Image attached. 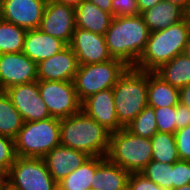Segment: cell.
Here are the masks:
<instances>
[{
    "instance_id": "cell-16",
    "label": "cell",
    "mask_w": 190,
    "mask_h": 190,
    "mask_svg": "<svg viewBox=\"0 0 190 190\" xmlns=\"http://www.w3.org/2000/svg\"><path fill=\"white\" fill-rule=\"evenodd\" d=\"M81 110L110 133L124 128L118 121L114 105L113 88L100 91L81 103Z\"/></svg>"
},
{
    "instance_id": "cell-7",
    "label": "cell",
    "mask_w": 190,
    "mask_h": 190,
    "mask_svg": "<svg viewBox=\"0 0 190 190\" xmlns=\"http://www.w3.org/2000/svg\"><path fill=\"white\" fill-rule=\"evenodd\" d=\"M128 66L120 59L79 65L73 79L78 99L82 103L88 97L113 88Z\"/></svg>"
},
{
    "instance_id": "cell-24",
    "label": "cell",
    "mask_w": 190,
    "mask_h": 190,
    "mask_svg": "<svg viewBox=\"0 0 190 190\" xmlns=\"http://www.w3.org/2000/svg\"><path fill=\"white\" fill-rule=\"evenodd\" d=\"M154 73L178 89L190 84V59L184 53L163 64Z\"/></svg>"
},
{
    "instance_id": "cell-3",
    "label": "cell",
    "mask_w": 190,
    "mask_h": 190,
    "mask_svg": "<svg viewBox=\"0 0 190 190\" xmlns=\"http://www.w3.org/2000/svg\"><path fill=\"white\" fill-rule=\"evenodd\" d=\"M189 38L190 19L188 16L165 29L151 32L145 50L134 68L154 72L175 56L184 53Z\"/></svg>"
},
{
    "instance_id": "cell-28",
    "label": "cell",
    "mask_w": 190,
    "mask_h": 190,
    "mask_svg": "<svg viewBox=\"0 0 190 190\" xmlns=\"http://www.w3.org/2000/svg\"><path fill=\"white\" fill-rule=\"evenodd\" d=\"M125 128L143 138H151L157 131L154 108L146 106Z\"/></svg>"
},
{
    "instance_id": "cell-29",
    "label": "cell",
    "mask_w": 190,
    "mask_h": 190,
    "mask_svg": "<svg viewBox=\"0 0 190 190\" xmlns=\"http://www.w3.org/2000/svg\"><path fill=\"white\" fill-rule=\"evenodd\" d=\"M146 178L165 190H173V164L152 160L142 171Z\"/></svg>"
},
{
    "instance_id": "cell-5",
    "label": "cell",
    "mask_w": 190,
    "mask_h": 190,
    "mask_svg": "<svg viewBox=\"0 0 190 190\" xmlns=\"http://www.w3.org/2000/svg\"><path fill=\"white\" fill-rule=\"evenodd\" d=\"M106 158L129 173H141L152 161L150 138L135 135L125 127L110 133Z\"/></svg>"
},
{
    "instance_id": "cell-6",
    "label": "cell",
    "mask_w": 190,
    "mask_h": 190,
    "mask_svg": "<svg viewBox=\"0 0 190 190\" xmlns=\"http://www.w3.org/2000/svg\"><path fill=\"white\" fill-rule=\"evenodd\" d=\"M18 157L43 158L60 142V119L24 122L14 139Z\"/></svg>"
},
{
    "instance_id": "cell-2",
    "label": "cell",
    "mask_w": 190,
    "mask_h": 190,
    "mask_svg": "<svg viewBox=\"0 0 190 190\" xmlns=\"http://www.w3.org/2000/svg\"><path fill=\"white\" fill-rule=\"evenodd\" d=\"M109 141L110 132L82 110L60 119L62 146L84 152L90 157H106Z\"/></svg>"
},
{
    "instance_id": "cell-38",
    "label": "cell",
    "mask_w": 190,
    "mask_h": 190,
    "mask_svg": "<svg viewBox=\"0 0 190 190\" xmlns=\"http://www.w3.org/2000/svg\"><path fill=\"white\" fill-rule=\"evenodd\" d=\"M99 7L101 10L112 14V0H88Z\"/></svg>"
},
{
    "instance_id": "cell-12",
    "label": "cell",
    "mask_w": 190,
    "mask_h": 190,
    "mask_svg": "<svg viewBox=\"0 0 190 190\" xmlns=\"http://www.w3.org/2000/svg\"><path fill=\"white\" fill-rule=\"evenodd\" d=\"M47 0H0V19L26 30L38 29Z\"/></svg>"
},
{
    "instance_id": "cell-9",
    "label": "cell",
    "mask_w": 190,
    "mask_h": 190,
    "mask_svg": "<svg viewBox=\"0 0 190 190\" xmlns=\"http://www.w3.org/2000/svg\"><path fill=\"white\" fill-rule=\"evenodd\" d=\"M38 89L51 117L63 119L81 110L73 81L37 80Z\"/></svg>"
},
{
    "instance_id": "cell-22",
    "label": "cell",
    "mask_w": 190,
    "mask_h": 190,
    "mask_svg": "<svg viewBox=\"0 0 190 190\" xmlns=\"http://www.w3.org/2000/svg\"><path fill=\"white\" fill-rule=\"evenodd\" d=\"M147 102L152 108L176 106L179 103V89L154 72H148Z\"/></svg>"
},
{
    "instance_id": "cell-35",
    "label": "cell",
    "mask_w": 190,
    "mask_h": 190,
    "mask_svg": "<svg viewBox=\"0 0 190 190\" xmlns=\"http://www.w3.org/2000/svg\"><path fill=\"white\" fill-rule=\"evenodd\" d=\"M128 188L129 190H165L141 173H130L128 178Z\"/></svg>"
},
{
    "instance_id": "cell-17",
    "label": "cell",
    "mask_w": 190,
    "mask_h": 190,
    "mask_svg": "<svg viewBox=\"0 0 190 190\" xmlns=\"http://www.w3.org/2000/svg\"><path fill=\"white\" fill-rule=\"evenodd\" d=\"M90 158L84 152L59 145L43 159L52 178L58 183Z\"/></svg>"
},
{
    "instance_id": "cell-15",
    "label": "cell",
    "mask_w": 190,
    "mask_h": 190,
    "mask_svg": "<svg viewBox=\"0 0 190 190\" xmlns=\"http://www.w3.org/2000/svg\"><path fill=\"white\" fill-rule=\"evenodd\" d=\"M78 61L72 48L64 49L37 64L38 80L73 81L78 69Z\"/></svg>"
},
{
    "instance_id": "cell-8",
    "label": "cell",
    "mask_w": 190,
    "mask_h": 190,
    "mask_svg": "<svg viewBox=\"0 0 190 190\" xmlns=\"http://www.w3.org/2000/svg\"><path fill=\"white\" fill-rule=\"evenodd\" d=\"M6 179L18 190H58L43 158L17 156Z\"/></svg>"
},
{
    "instance_id": "cell-23",
    "label": "cell",
    "mask_w": 190,
    "mask_h": 190,
    "mask_svg": "<svg viewBox=\"0 0 190 190\" xmlns=\"http://www.w3.org/2000/svg\"><path fill=\"white\" fill-rule=\"evenodd\" d=\"M106 157H90L84 164L58 182V190H89L96 168Z\"/></svg>"
},
{
    "instance_id": "cell-40",
    "label": "cell",
    "mask_w": 190,
    "mask_h": 190,
    "mask_svg": "<svg viewBox=\"0 0 190 190\" xmlns=\"http://www.w3.org/2000/svg\"><path fill=\"white\" fill-rule=\"evenodd\" d=\"M164 1H168L171 3L177 4L180 7H182L186 12H188V10L190 8V0H164Z\"/></svg>"
},
{
    "instance_id": "cell-44",
    "label": "cell",
    "mask_w": 190,
    "mask_h": 190,
    "mask_svg": "<svg viewBox=\"0 0 190 190\" xmlns=\"http://www.w3.org/2000/svg\"><path fill=\"white\" fill-rule=\"evenodd\" d=\"M173 190H190V184L183 185L182 187H178Z\"/></svg>"
},
{
    "instance_id": "cell-39",
    "label": "cell",
    "mask_w": 190,
    "mask_h": 190,
    "mask_svg": "<svg viewBox=\"0 0 190 190\" xmlns=\"http://www.w3.org/2000/svg\"><path fill=\"white\" fill-rule=\"evenodd\" d=\"M163 0H137L140 14Z\"/></svg>"
},
{
    "instance_id": "cell-27",
    "label": "cell",
    "mask_w": 190,
    "mask_h": 190,
    "mask_svg": "<svg viewBox=\"0 0 190 190\" xmlns=\"http://www.w3.org/2000/svg\"><path fill=\"white\" fill-rule=\"evenodd\" d=\"M26 31L0 19V54L22 52Z\"/></svg>"
},
{
    "instance_id": "cell-21",
    "label": "cell",
    "mask_w": 190,
    "mask_h": 190,
    "mask_svg": "<svg viewBox=\"0 0 190 190\" xmlns=\"http://www.w3.org/2000/svg\"><path fill=\"white\" fill-rule=\"evenodd\" d=\"M130 173L120 166L111 163L107 158L96 168L92 189L125 190L128 187Z\"/></svg>"
},
{
    "instance_id": "cell-45",
    "label": "cell",
    "mask_w": 190,
    "mask_h": 190,
    "mask_svg": "<svg viewBox=\"0 0 190 190\" xmlns=\"http://www.w3.org/2000/svg\"><path fill=\"white\" fill-rule=\"evenodd\" d=\"M6 179V176L0 171V184Z\"/></svg>"
},
{
    "instance_id": "cell-19",
    "label": "cell",
    "mask_w": 190,
    "mask_h": 190,
    "mask_svg": "<svg viewBox=\"0 0 190 190\" xmlns=\"http://www.w3.org/2000/svg\"><path fill=\"white\" fill-rule=\"evenodd\" d=\"M141 15L151 33L180 22L187 16V12L177 4L163 0Z\"/></svg>"
},
{
    "instance_id": "cell-42",
    "label": "cell",
    "mask_w": 190,
    "mask_h": 190,
    "mask_svg": "<svg viewBox=\"0 0 190 190\" xmlns=\"http://www.w3.org/2000/svg\"><path fill=\"white\" fill-rule=\"evenodd\" d=\"M56 1L58 3H62V4H66V5H70L72 7H76L77 5H79L82 0H53Z\"/></svg>"
},
{
    "instance_id": "cell-4",
    "label": "cell",
    "mask_w": 190,
    "mask_h": 190,
    "mask_svg": "<svg viewBox=\"0 0 190 190\" xmlns=\"http://www.w3.org/2000/svg\"><path fill=\"white\" fill-rule=\"evenodd\" d=\"M148 71L128 67L113 87L114 105L119 123L125 127L146 106Z\"/></svg>"
},
{
    "instance_id": "cell-36",
    "label": "cell",
    "mask_w": 190,
    "mask_h": 190,
    "mask_svg": "<svg viewBox=\"0 0 190 190\" xmlns=\"http://www.w3.org/2000/svg\"><path fill=\"white\" fill-rule=\"evenodd\" d=\"M190 125V108L178 103L176 105V129H181Z\"/></svg>"
},
{
    "instance_id": "cell-33",
    "label": "cell",
    "mask_w": 190,
    "mask_h": 190,
    "mask_svg": "<svg viewBox=\"0 0 190 190\" xmlns=\"http://www.w3.org/2000/svg\"><path fill=\"white\" fill-rule=\"evenodd\" d=\"M174 135L180 160H190V125L178 129Z\"/></svg>"
},
{
    "instance_id": "cell-13",
    "label": "cell",
    "mask_w": 190,
    "mask_h": 190,
    "mask_svg": "<svg viewBox=\"0 0 190 190\" xmlns=\"http://www.w3.org/2000/svg\"><path fill=\"white\" fill-rule=\"evenodd\" d=\"M39 29L69 45L75 30V7L47 0Z\"/></svg>"
},
{
    "instance_id": "cell-10",
    "label": "cell",
    "mask_w": 190,
    "mask_h": 190,
    "mask_svg": "<svg viewBox=\"0 0 190 190\" xmlns=\"http://www.w3.org/2000/svg\"><path fill=\"white\" fill-rule=\"evenodd\" d=\"M5 92L21 114L24 122L40 121L51 117L40 96L37 81L12 86Z\"/></svg>"
},
{
    "instance_id": "cell-26",
    "label": "cell",
    "mask_w": 190,
    "mask_h": 190,
    "mask_svg": "<svg viewBox=\"0 0 190 190\" xmlns=\"http://www.w3.org/2000/svg\"><path fill=\"white\" fill-rule=\"evenodd\" d=\"M152 144V160L165 164H173L180 160L175 135L165 132H156L150 138Z\"/></svg>"
},
{
    "instance_id": "cell-37",
    "label": "cell",
    "mask_w": 190,
    "mask_h": 190,
    "mask_svg": "<svg viewBox=\"0 0 190 190\" xmlns=\"http://www.w3.org/2000/svg\"><path fill=\"white\" fill-rule=\"evenodd\" d=\"M179 102L190 108V84L179 89Z\"/></svg>"
},
{
    "instance_id": "cell-43",
    "label": "cell",
    "mask_w": 190,
    "mask_h": 190,
    "mask_svg": "<svg viewBox=\"0 0 190 190\" xmlns=\"http://www.w3.org/2000/svg\"><path fill=\"white\" fill-rule=\"evenodd\" d=\"M184 55H185L188 59H190V38H189V41H188L187 45L185 46Z\"/></svg>"
},
{
    "instance_id": "cell-32",
    "label": "cell",
    "mask_w": 190,
    "mask_h": 190,
    "mask_svg": "<svg viewBox=\"0 0 190 190\" xmlns=\"http://www.w3.org/2000/svg\"><path fill=\"white\" fill-rule=\"evenodd\" d=\"M140 14L137 0H112V16L126 17Z\"/></svg>"
},
{
    "instance_id": "cell-14",
    "label": "cell",
    "mask_w": 190,
    "mask_h": 190,
    "mask_svg": "<svg viewBox=\"0 0 190 190\" xmlns=\"http://www.w3.org/2000/svg\"><path fill=\"white\" fill-rule=\"evenodd\" d=\"M69 46L77 57L79 65L101 63L112 59L105 36L75 27Z\"/></svg>"
},
{
    "instance_id": "cell-11",
    "label": "cell",
    "mask_w": 190,
    "mask_h": 190,
    "mask_svg": "<svg viewBox=\"0 0 190 190\" xmlns=\"http://www.w3.org/2000/svg\"><path fill=\"white\" fill-rule=\"evenodd\" d=\"M37 80V64L23 52L0 54V91Z\"/></svg>"
},
{
    "instance_id": "cell-25",
    "label": "cell",
    "mask_w": 190,
    "mask_h": 190,
    "mask_svg": "<svg viewBox=\"0 0 190 190\" xmlns=\"http://www.w3.org/2000/svg\"><path fill=\"white\" fill-rule=\"evenodd\" d=\"M24 121L5 91H0V135L15 139Z\"/></svg>"
},
{
    "instance_id": "cell-1",
    "label": "cell",
    "mask_w": 190,
    "mask_h": 190,
    "mask_svg": "<svg viewBox=\"0 0 190 190\" xmlns=\"http://www.w3.org/2000/svg\"><path fill=\"white\" fill-rule=\"evenodd\" d=\"M150 31L141 14L113 17L105 33V43L112 58L134 67L145 50Z\"/></svg>"
},
{
    "instance_id": "cell-46",
    "label": "cell",
    "mask_w": 190,
    "mask_h": 190,
    "mask_svg": "<svg viewBox=\"0 0 190 190\" xmlns=\"http://www.w3.org/2000/svg\"><path fill=\"white\" fill-rule=\"evenodd\" d=\"M188 169H189V184H190V160H188Z\"/></svg>"
},
{
    "instance_id": "cell-18",
    "label": "cell",
    "mask_w": 190,
    "mask_h": 190,
    "mask_svg": "<svg viewBox=\"0 0 190 190\" xmlns=\"http://www.w3.org/2000/svg\"><path fill=\"white\" fill-rule=\"evenodd\" d=\"M66 46L67 44L64 41L42 32L39 28L28 29L22 52L38 64L42 60L52 57Z\"/></svg>"
},
{
    "instance_id": "cell-31",
    "label": "cell",
    "mask_w": 190,
    "mask_h": 190,
    "mask_svg": "<svg viewBox=\"0 0 190 190\" xmlns=\"http://www.w3.org/2000/svg\"><path fill=\"white\" fill-rule=\"evenodd\" d=\"M16 158L14 139L0 135V171L5 176Z\"/></svg>"
},
{
    "instance_id": "cell-34",
    "label": "cell",
    "mask_w": 190,
    "mask_h": 190,
    "mask_svg": "<svg viewBox=\"0 0 190 190\" xmlns=\"http://www.w3.org/2000/svg\"><path fill=\"white\" fill-rule=\"evenodd\" d=\"M189 184L188 160L173 163V189Z\"/></svg>"
},
{
    "instance_id": "cell-41",
    "label": "cell",
    "mask_w": 190,
    "mask_h": 190,
    "mask_svg": "<svg viewBox=\"0 0 190 190\" xmlns=\"http://www.w3.org/2000/svg\"><path fill=\"white\" fill-rule=\"evenodd\" d=\"M0 190H18L13 184H11L7 179H5L0 184Z\"/></svg>"
},
{
    "instance_id": "cell-30",
    "label": "cell",
    "mask_w": 190,
    "mask_h": 190,
    "mask_svg": "<svg viewBox=\"0 0 190 190\" xmlns=\"http://www.w3.org/2000/svg\"><path fill=\"white\" fill-rule=\"evenodd\" d=\"M158 132L174 134L176 129V106L154 108Z\"/></svg>"
},
{
    "instance_id": "cell-20",
    "label": "cell",
    "mask_w": 190,
    "mask_h": 190,
    "mask_svg": "<svg viewBox=\"0 0 190 190\" xmlns=\"http://www.w3.org/2000/svg\"><path fill=\"white\" fill-rule=\"evenodd\" d=\"M113 19L112 14L101 10L88 0L75 7V27L105 35Z\"/></svg>"
}]
</instances>
